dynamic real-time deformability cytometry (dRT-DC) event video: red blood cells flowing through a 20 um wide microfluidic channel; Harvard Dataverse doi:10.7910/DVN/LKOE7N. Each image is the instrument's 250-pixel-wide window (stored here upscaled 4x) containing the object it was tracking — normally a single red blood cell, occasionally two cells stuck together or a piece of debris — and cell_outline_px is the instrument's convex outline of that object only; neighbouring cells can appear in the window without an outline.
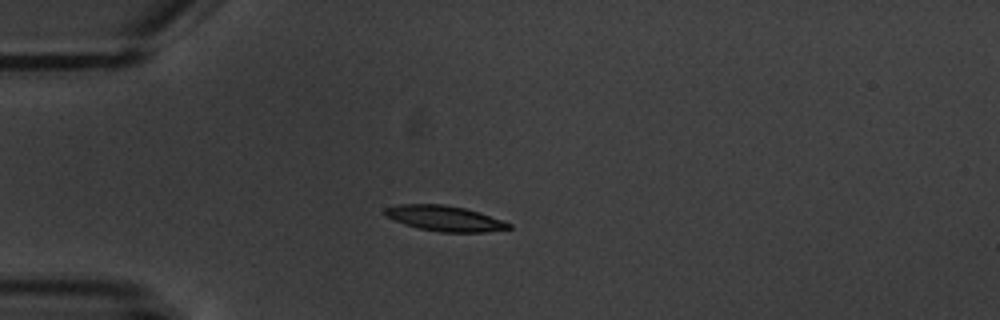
{"species": "common noctule bat (a hibernating species)", "species_latin": "Nyctalus noctula", "temperature_condition": "warm", "stored_images_in_passage": 5, "camera_frame_rate_fps": 3000, "um_per_image_px": 0.085, "animal": {"sex": "male", "body_mass_g": 20.1, "forearm_length_mm": 53.5}, "frame": {"image": 1, "passage_image": 3, "time_ms": 2.667, "image_size_px": [1000, 320], "cell_outline_px": [[512, 228], [484, 232], [440, 232], [416, 228], [404, 224], [384, 216], [384, 208], [396, 204], [444, 204], [464, 208], [480, 212], [512, 224]], "centroid_in_image_um": [37.76, 18.56], "position_along_channel_um": 47.2, "area_um2": 18.5}}